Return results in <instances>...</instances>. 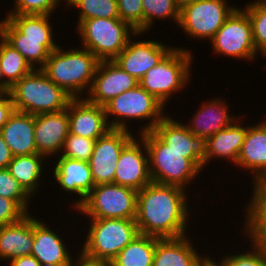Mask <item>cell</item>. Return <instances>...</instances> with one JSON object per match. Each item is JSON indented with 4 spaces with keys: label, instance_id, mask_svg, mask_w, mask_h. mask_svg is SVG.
I'll use <instances>...</instances> for the list:
<instances>
[{
    "label": "cell",
    "instance_id": "1",
    "mask_svg": "<svg viewBox=\"0 0 266 266\" xmlns=\"http://www.w3.org/2000/svg\"><path fill=\"white\" fill-rule=\"evenodd\" d=\"M187 193L183 188L155 182L139 190L135 218L139 233L160 239L186 236L192 211Z\"/></svg>",
    "mask_w": 266,
    "mask_h": 266
},
{
    "label": "cell",
    "instance_id": "2",
    "mask_svg": "<svg viewBox=\"0 0 266 266\" xmlns=\"http://www.w3.org/2000/svg\"><path fill=\"white\" fill-rule=\"evenodd\" d=\"M146 145L152 182L189 191L190 183L204 170L203 152L171 150L153 131L139 134ZM188 184V185H187Z\"/></svg>",
    "mask_w": 266,
    "mask_h": 266
},
{
    "label": "cell",
    "instance_id": "3",
    "mask_svg": "<svg viewBox=\"0 0 266 266\" xmlns=\"http://www.w3.org/2000/svg\"><path fill=\"white\" fill-rule=\"evenodd\" d=\"M99 62L87 49L73 47L66 50L59 45L50 53L41 70L73 98H85Z\"/></svg>",
    "mask_w": 266,
    "mask_h": 266
},
{
    "label": "cell",
    "instance_id": "4",
    "mask_svg": "<svg viewBox=\"0 0 266 266\" xmlns=\"http://www.w3.org/2000/svg\"><path fill=\"white\" fill-rule=\"evenodd\" d=\"M9 94L15 110L34 116L65 110L73 99L41 69H34L15 82L10 87Z\"/></svg>",
    "mask_w": 266,
    "mask_h": 266
},
{
    "label": "cell",
    "instance_id": "5",
    "mask_svg": "<svg viewBox=\"0 0 266 266\" xmlns=\"http://www.w3.org/2000/svg\"><path fill=\"white\" fill-rule=\"evenodd\" d=\"M193 58V53L187 47L185 49L175 46L156 66L145 73L139 80V85L167 108L170 98L184 89L186 91L189 86Z\"/></svg>",
    "mask_w": 266,
    "mask_h": 266
},
{
    "label": "cell",
    "instance_id": "6",
    "mask_svg": "<svg viewBox=\"0 0 266 266\" xmlns=\"http://www.w3.org/2000/svg\"><path fill=\"white\" fill-rule=\"evenodd\" d=\"M104 108L111 129L131 131L129 123L133 119L135 122L139 120L141 123L147 120L148 122L146 124L143 123V127H140L141 129L138 128V134L152 131L167 115V113L165 114V106L140 85L114 97Z\"/></svg>",
    "mask_w": 266,
    "mask_h": 266
},
{
    "label": "cell",
    "instance_id": "7",
    "mask_svg": "<svg viewBox=\"0 0 266 266\" xmlns=\"http://www.w3.org/2000/svg\"><path fill=\"white\" fill-rule=\"evenodd\" d=\"M76 31L81 47L89 50L100 61L113 60L137 33L120 18H94L82 20Z\"/></svg>",
    "mask_w": 266,
    "mask_h": 266
},
{
    "label": "cell",
    "instance_id": "8",
    "mask_svg": "<svg viewBox=\"0 0 266 266\" xmlns=\"http://www.w3.org/2000/svg\"><path fill=\"white\" fill-rule=\"evenodd\" d=\"M87 236L79 250L86 256L112 262L140 233L135 220L89 219Z\"/></svg>",
    "mask_w": 266,
    "mask_h": 266
},
{
    "label": "cell",
    "instance_id": "9",
    "mask_svg": "<svg viewBox=\"0 0 266 266\" xmlns=\"http://www.w3.org/2000/svg\"><path fill=\"white\" fill-rule=\"evenodd\" d=\"M137 192L116 183L97 185L75 210L90 219L135 220Z\"/></svg>",
    "mask_w": 266,
    "mask_h": 266
},
{
    "label": "cell",
    "instance_id": "10",
    "mask_svg": "<svg viewBox=\"0 0 266 266\" xmlns=\"http://www.w3.org/2000/svg\"><path fill=\"white\" fill-rule=\"evenodd\" d=\"M229 1L198 0L183 7L180 10L178 28L188 38L203 41L208 39L209 42L238 7L229 5Z\"/></svg>",
    "mask_w": 266,
    "mask_h": 266
},
{
    "label": "cell",
    "instance_id": "11",
    "mask_svg": "<svg viewBox=\"0 0 266 266\" xmlns=\"http://www.w3.org/2000/svg\"><path fill=\"white\" fill-rule=\"evenodd\" d=\"M212 50L219 56L255 61L256 50L249 16L243 8H236L209 41Z\"/></svg>",
    "mask_w": 266,
    "mask_h": 266
},
{
    "label": "cell",
    "instance_id": "12",
    "mask_svg": "<svg viewBox=\"0 0 266 266\" xmlns=\"http://www.w3.org/2000/svg\"><path fill=\"white\" fill-rule=\"evenodd\" d=\"M133 130L110 129L96 140L88 161L95 186L114 183L117 161L123 147L135 136Z\"/></svg>",
    "mask_w": 266,
    "mask_h": 266
},
{
    "label": "cell",
    "instance_id": "13",
    "mask_svg": "<svg viewBox=\"0 0 266 266\" xmlns=\"http://www.w3.org/2000/svg\"><path fill=\"white\" fill-rule=\"evenodd\" d=\"M142 34L137 32L113 59L119 67L138 81L174 48L173 45L163 44L161 40H139Z\"/></svg>",
    "mask_w": 266,
    "mask_h": 266
},
{
    "label": "cell",
    "instance_id": "14",
    "mask_svg": "<svg viewBox=\"0 0 266 266\" xmlns=\"http://www.w3.org/2000/svg\"><path fill=\"white\" fill-rule=\"evenodd\" d=\"M122 149L116 166L114 183L141 190L152 182L149 171V158L143 138L138 134Z\"/></svg>",
    "mask_w": 266,
    "mask_h": 266
},
{
    "label": "cell",
    "instance_id": "15",
    "mask_svg": "<svg viewBox=\"0 0 266 266\" xmlns=\"http://www.w3.org/2000/svg\"><path fill=\"white\" fill-rule=\"evenodd\" d=\"M139 85V81L113 60L100 61L91 88L85 97L89 102L105 106L114 97Z\"/></svg>",
    "mask_w": 266,
    "mask_h": 266
},
{
    "label": "cell",
    "instance_id": "16",
    "mask_svg": "<svg viewBox=\"0 0 266 266\" xmlns=\"http://www.w3.org/2000/svg\"><path fill=\"white\" fill-rule=\"evenodd\" d=\"M57 159V160H56ZM53 171V182H57L60 190L65 191L66 195L76 194L78 200L70 203L72 209H76L95 187L89 163L83 160L69 159L63 156H56Z\"/></svg>",
    "mask_w": 266,
    "mask_h": 266
},
{
    "label": "cell",
    "instance_id": "17",
    "mask_svg": "<svg viewBox=\"0 0 266 266\" xmlns=\"http://www.w3.org/2000/svg\"><path fill=\"white\" fill-rule=\"evenodd\" d=\"M69 134L68 108L59 112L35 115L34 139L37 153L50 157L60 155Z\"/></svg>",
    "mask_w": 266,
    "mask_h": 266
},
{
    "label": "cell",
    "instance_id": "18",
    "mask_svg": "<svg viewBox=\"0 0 266 266\" xmlns=\"http://www.w3.org/2000/svg\"><path fill=\"white\" fill-rule=\"evenodd\" d=\"M69 133L97 140L111 127L105 108L89 102L86 98H73L68 105Z\"/></svg>",
    "mask_w": 266,
    "mask_h": 266
},
{
    "label": "cell",
    "instance_id": "19",
    "mask_svg": "<svg viewBox=\"0 0 266 266\" xmlns=\"http://www.w3.org/2000/svg\"><path fill=\"white\" fill-rule=\"evenodd\" d=\"M204 103L198 106L199 109L187 121L188 123L183 121L188 130L202 142L227 126L232 125L241 117V115L230 114L229 105L226 104L225 99H222V96L213 97V99Z\"/></svg>",
    "mask_w": 266,
    "mask_h": 266
},
{
    "label": "cell",
    "instance_id": "20",
    "mask_svg": "<svg viewBox=\"0 0 266 266\" xmlns=\"http://www.w3.org/2000/svg\"><path fill=\"white\" fill-rule=\"evenodd\" d=\"M46 222L39 218L37 220L34 216V241L31 255L40 263L70 266L74 257L71 256L73 253H70L72 251L69 249L73 247H68L70 244L65 243L63 236L58 234L59 231L51 229L50 223Z\"/></svg>",
    "mask_w": 266,
    "mask_h": 266
},
{
    "label": "cell",
    "instance_id": "21",
    "mask_svg": "<svg viewBox=\"0 0 266 266\" xmlns=\"http://www.w3.org/2000/svg\"><path fill=\"white\" fill-rule=\"evenodd\" d=\"M239 118L232 125L220 130L203 142L204 169L211 160H228L236 165L242 144L245 140L248 126ZM243 124V125H242ZM215 158V159H213Z\"/></svg>",
    "mask_w": 266,
    "mask_h": 266
},
{
    "label": "cell",
    "instance_id": "22",
    "mask_svg": "<svg viewBox=\"0 0 266 266\" xmlns=\"http://www.w3.org/2000/svg\"><path fill=\"white\" fill-rule=\"evenodd\" d=\"M261 121L248 125L236 163L240 170L251 175L252 185L266 178V120Z\"/></svg>",
    "mask_w": 266,
    "mask_h": 266
},
{
    "label": "cell",
    "instance_id": "23",
    "mask_svg": "<svg viewBox=\"0 0 266 266\" xmlns=\"http://www.w3.org/2000/svg\"><path fill=\"white\" fill-rule=\"evenodd\" d=\"M0 35L18 50L33 69H42L59 44L56 39L24 38V35L4 16L0 20Z\"/></svg>",
    "mask_w": 266,
    "mask_h": 266
},
{
    "label": "cell",
    "instance_id": "24",
    "mask_svg": "<svg viewBox=\"0 0 266 266\" xmlns=\"http://www.w3.org/2000/svg\"><path fill=\"white\" fill-rule=\"evenodd\" d=\"M191 240L188 235L165 239L156 237L152 266H201L209 255L198 253L199 249Z\"/></svg>",
    "mask_w": 266,
    "mask_h": 266
},
{
    "label": "cell",
    "instance_id": "25",
    "mask_svg": "<svg viewBox=\"0 0 266 266\" xmlns=\"http://www.w3.org/2000/svg\"><path fill=\"white\" fill-rule=\"evenodd\" d=\"M32 216V217H31ZM34 241V216L28 213L20 221L0 226V262L30 256Z\"/></svg>",
    "mask_w": 266,
    "mask_h": 266
},
{
    "label": "cell",
    "instance_id": "26",
    "mask_svg": "<svg viewBox=\"0 0 266 266\" xmlns=\"http://www.w3.org/2000/svg\"><path fill=\"white\" fill-rule=\"evenodd\" d=\"M34 131L35 116L15 110L0 130V134L15 157L37 153Z\"/></svg>",
    "mask_w": 266,
    "mask_h": 266
},
{
    "label": "cell",
    "instance_id": "27",
    "mask_svg": "<svg viewBox=\"0 0 266 266\" xmlns=\"http://www.w3.org/2000/svg\"><path fill=\"white\" fill-rule=\"evenodd\" d=\"M152 131L173 151L203 152V142L169 114Z\"/></svg>",
    "mask_w": 266,
    "mask_h": 266
},
{
    "label": "cell",
    "instance_id": "28",
    "mask_svg": "<svg viewBox=\"0 0 266 266\" xmlns=\"http://www.w3.org/2000/svg\"><path fill=\"white\" fill-rule=\"evenodd\" d=\"M45 156L41 154L22 155L13 157L9 163L10 174L23 186V188L34 197L39 191L41 176L46 169ZM44 171V172H43ZM36 192V193H35Z\"/></svg>",
    "mask_w": 266,
    "mask_h": 266
},
{
    "label": "cell",
    "instance_id": "29",
    "mask_svg": "<svg viewBox=\"0 0 266 266\" xmlns=\"http://www.w3.org/2000/svg\"><path fill=\"white\" fill-rule=\"evenodd\" d=\"M156 237L139 234L112 260L111 266H152Z\"/></svg>",
    "mask_w": 266,
    "mask_h": 266
},
{
    "label": "cell",
    "instance_id": "30",
    "mask_svg": "<svg viewBox=\"0 0 266 266\" xmlns=\"http://www.w3.org/2000/svg\"><path fill=\"white\" fill-rule=\"evenodd\" d=\"M0 67L4 80L12 86L34 69L23 55L0 35Z\"/></svg>",
    "mask_w": 266,
    "mask_h": 266
},
{
    "label": "cell",
    "instance_id": "31",
    "mask_svg": "<svg viewBox=\"0 0 266 266\" xmlns=\"http://www.w3.org/2000/svg\"><path fill=\"white\" fill-rule=\"evenodd\" d=\"M51 17L52 15L6 14V18L24 35V38L33 39H54Z\"/></svg>",
    "mask_w": 266,
    "mask_h": 266
},
{
    "label": "cell",
    "instance_id": "32",
    "mask_svg": "<svg viewBox=\"0 0 266 266\" xmlns=\"http://www.w3.org/2000/svg\"><path fill=\"white\" fill-rule=\"evenodd\" d=\"M143 7V35L150 33L154 28V21L157 20H173L178 26L180 18V9L174 0H142Z\"/></svg>",
    "mask_w": 266,
    "mask_h": 266
},
{
    "label": "cell",
    "instance_id": "33",
    "mask_svg": "<svg viewBox=\"0 0 266 266\" xmlns=\"http://www.w3.org/2000/svg\"><path fill=\"white\" fill-rule=\"evenodd\" d=\"M65 6L78 8L77 25L86 19L120 18L117 0H66Z\"/></svg>",
    "mask_w": 266,
    "mask_h": 266
},
{
    "label": "cell",
    "instance_id": "34",
    "mask_svg": "<svg viewBox=\"0 0 266 266\" xmlns=\"http://www.w3.org/2000/svg\"><path fill=\"white\" fill-rule=\"evenodd\" d=\"M246 239H250V248L243 252L223 255L221 260L216 261L220 266H266V245L254 240L243 229L240 231ZM245 233V234H244ZM248 237V238H247Z\"/></svg>",
    "mask_w": 266,
    "mask_h": 266
},
{
    "label": "cell",
    "instance_id": "35",
    "mask_svg": "<svg viewBox=\"0 0 266 266\" xmlns=\"http://www.w3.org/2000/svg\"><path fill=\"white\" fill-rule=\"evenodd\" d=\"M243 9L249 16L252 27L253 41L259 56L266 57V3L262 0H252ZM261 53V55H260Z\"/></svg>",
    "mask_w": 266,
    "mask_h": 266
},
{
    "label": "cell",
    "instance_id": "36",
    "mask_svg": "<svg viewBox=\"0 0 266 266\" xmlns=\"http://www.w3.org/2000/svg\"><path fill=\"white\" fill-rule=\"evenodd\" d=\"M0 196L14 200L27 214L32 196L10 174L8 168H0Z\"/></svg>",
    "mask_w": 266,
    "mask_h": 266
},
{
    "label": "cell",
    "instance_id": "37",
    "mask_svg": "<svg viewBox=\"0 0 266 266\" xmlns=\"http://www.w3.org/2000/svg\"><path fill=\"white\" fill-rule=\"evenodd\" d=\"M95 143L96 140L94 139L69 133L65 139L60 156L88 162L93 154Z\"/></svg>",
    "mask_w": 266,
    "mask_h": 266
},
{
    "label": "cell",
    "instance_id": "38",
    "mask_svg": "<svg viewBox=\"0 0 266 266\" xmlns=\"http://www.w3.org/2000/svg\"><path fill=\"white\" fill-rule=\"evenodd\" d=\"M13 8L7 14L54 15L61 2L66 0H13ZM59 5V6H58Z\"/></svg>",
    "mask_w": 266,
    "mask_h": 266
},
{
    "label": "cell",
    "instance_id": "39",
    "mask_svg": "<svg viewBox=\"0 0 266 266\" xmlns=\"http://www.w3.org/2000/svg\"><path fill=\"white\" fill-rule=\"evenodd\" d=\"M120 19L134 30L143 33L142 0H117Z\"/></svg>",
    "mask_w": 266,
    "mask_h": 266
},
{
    "label": "cell",
    "instance_id": "40",
    "mask_svg": "<svg viewBox=\"0 0 266 266\" xmlns=\"http://www.w3.org/2000/svg\"><path fill=\"white\" fill-rule=\"evenodd\" d=\"M26 215L14 200L0 196V226L16 223Z\"/></svg>",
    "mask_w": 266,
    "mask_h": 266
},
{
    "label": "cell",
    "instance_id": "41",
    "mask_svg": "<svg viewBox=\"0 0 266 266\" xmlns=\"http://www.w3.org/2000/svg\"><path fill=\"white\" fill-rule=\"evenodd\" d=\"M253 194L244 211H266V178L261 179L252 186Z\"/></svg>",
    "mask_w": 266,
    "mask_h": 266
},
{
    "label": "cell",
    "instance_id": "42",
    "mask_svg": "<svg viewBox=\"0 0 266 266\" xmlns=\"http://www.w3.org/2000/svg\"><path fill=\"white\" fill-rule=\"evenodd\" d=\"M243 230L254 240L266 245V219H244Z\"/></svg>",
    "mask_w": 266,
    "mask_h": 266
},
{
    "label": "cell",
    "instance_id": "43",
    "mask_svg": "<svg viewBox=\"0 0 266 266\" xmlns=\"http://www.w3.org/2000/svg\"><path fill=\"white\" fill-rule=\"evenodd\" d=\"M14 111L15 108L10 94L9 93L0 94V130L6 124L10 115Z\"/></svg>",
    "mask_w": 266,
    "mask_h": 266
},
{
    "label": "cell",
    "instance_id": "44",
    "mask_svg": "<svg viewBox=\"0 0 266 266\" xmlns=\"http://www.w3.org/2000/svg\"><path fill=\"white\" fill-rule=\"evenodd\" d=\"M78 253H76L78 257L76 256L72 259L70 266H111V262L90 258L82 251H79Z\"/></svg>",
    "mask_w": 266,
    "mask_h": 266
},
{
    "label": "cell",
    "instance_id": "45",
    "mask_svg": "<svg viewBox=\"0 0 266 266\" xmlns=\"http://www.w3.org/2000/svg\"><path fill=\"white\" fill-rule=\"evenodd\" d=\"M12 159L13 155L10 151V148L0 134V168H8Z\"/></svg>",
    "mask_w": 266,
    "mask_h": 266
},
{
    "label": "cell",
    "instance_id": "46",
    "mask_svg": "<svg viewBox=\"0 0 266 266\" xmlns=\"http://www.w3.org/2000/svg\"><path fill=\"white\" fill-rule=\"evenodd\" d=\"M9 266H40V262L32 255L11 259Z\"/></svg>",
    "mask_w": 266,
    "mask_h": 266
},
{
    "label": "cell",
    "instance_id": "47",
    "mask_svg": "<svg viewBox=\"0 0 266 266\" xmlns=\"http://www.w3.org/2000/svg\"><path fill=\"white\" fill-rule=\"evenodd\" d=\"M245 219H266V211H245Z\"/></svg>",
    "mask_w": 266,
    "mask_h": 266
},
{
    "label": "cell",
    "instance_id": "48",
    "mask_svg": "<svg viewBox=\"0 0 266 266\" xmlns=\"http://www.w3.org/2000/svg\"><path fill=\"white\" fill-rule=\"evenodd\" d=\"M10 85L4 80L2 69L0 67V94H6L10 91Z\"/></svg>",
    "mask_w": 266,
    "mask_h": 266
},
{
    "label": "cell",
    "instance_id": "49",
    "mask_svg": "<svg viewBox=\"0 0 266 266\" xmlns=\"http://www.w3.org/2000/svg\"><path fill=\"white\" fill-rule=\"evenodd\" d=\"M177 7L181 10L183 7L192 4L198 0H174Z\"/></svg>",
    "mask_w": 266,
    "mask_h": 266
},
{
    "label": "cell",
    "instance_id": "50",
    "mask_svg": "<svg viewBox=\"0 0 266 266\" xmlns=\"http://www.w3.org/2000/svg\"><path fill=\"white\" fill-rule=\"evenodd\" d=\"M201 266H220V265L216 262V258L214 260V258L209 255Z\"/></svg>",
    "mask_w": 266,
    "mask_h": 266
},
{
    "label": "cell",
    "instance_id": "51",
    "mask_svg": "<svg viewBox=\"0 0 266 266\" xmlns=\"http://www.w3.org/2000/svg\"><path fill=\"white\" fill-rule=\"evenodd\" d=\"M40 266H60V265L40 263Z\"/></svg>",
    "mask_w": 266,
    "mask_h": 266
}]
</instances>
